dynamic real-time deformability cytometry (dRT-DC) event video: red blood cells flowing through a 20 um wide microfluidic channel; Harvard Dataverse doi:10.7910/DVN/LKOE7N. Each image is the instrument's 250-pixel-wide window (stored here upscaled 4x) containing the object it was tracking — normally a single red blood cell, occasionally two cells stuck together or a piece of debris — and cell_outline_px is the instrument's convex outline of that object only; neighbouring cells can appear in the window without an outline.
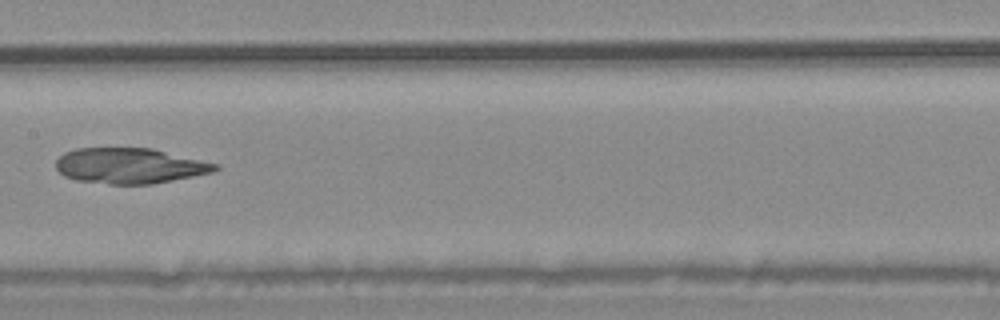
{"species": "common noctule bat (a hibernating species)", "species_latin": "Nyctalus noctula", "temperature_condition": "warm", "stored_images_in_passage": 7, "camera_frame_rate_fps": 3000, "um_per_image_px": 0.085, "animal": {"sex": "male", "body_mass_g": 20.4}, "frame": {"image": 1, "passage_image": 7, "time_ms": 2.0, "image_size_px": [1000, 320], "cell_outline_px": [[220, 168], [212, 172], [152, 184], [108, 184], [76, 180], [64, 176], [56, 168], [56, 160], [64, 152], [76, 148], [152, 148], [220, 164]], "centroid_in_image_um": [11.02, 14.08], "position_along_channel_um": 196.4, "area_um2": 33.0}}